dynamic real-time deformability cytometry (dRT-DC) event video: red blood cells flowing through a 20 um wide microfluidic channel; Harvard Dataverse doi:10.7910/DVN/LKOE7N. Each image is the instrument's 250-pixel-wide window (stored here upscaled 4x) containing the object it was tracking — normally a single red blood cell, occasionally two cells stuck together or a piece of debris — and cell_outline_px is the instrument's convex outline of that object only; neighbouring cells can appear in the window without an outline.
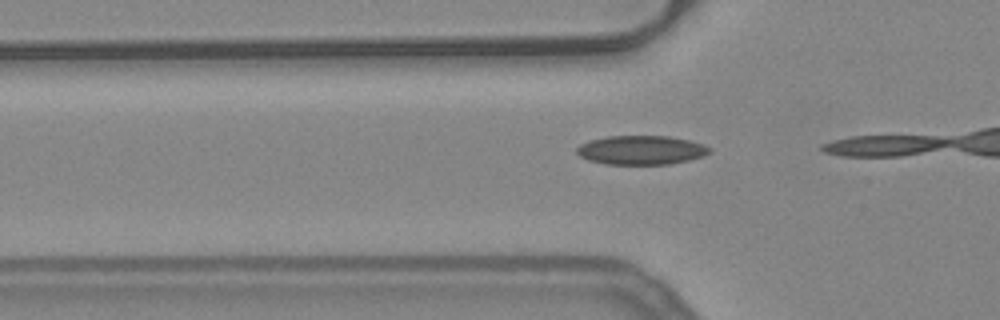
{"species": "common noctule bat (a hibernating species)", "species_latin": "Nyctalus noctula", "temperature_condition": "warm", "stored_images_in_passage": 4, "camera_frame_rate_fps": 3000, "um_per_image_px": 0.085, "animal": {"sex": "female", "body_mass_g": 24.6, "forearm_length_mm": 56.2}, "frame": {"image": 1, "passage_image": 3, "time_ms": 0.667, "image_size_px": [1000, 320], "cell_outline_px": [[712, 152], [704, 156], [688, 160], [668, 164], [604, 164], [588, 160], [580, 156], [576, 152], [576, 148], [580, 144], [588, 140], [608, 136], [668, 136], [688, 140], [704, 144], [712, 148]], "centroid_in_image_um": [54.5, 12.75], "position_along_channel_um": 71.3, "area_um2": 22.6}}